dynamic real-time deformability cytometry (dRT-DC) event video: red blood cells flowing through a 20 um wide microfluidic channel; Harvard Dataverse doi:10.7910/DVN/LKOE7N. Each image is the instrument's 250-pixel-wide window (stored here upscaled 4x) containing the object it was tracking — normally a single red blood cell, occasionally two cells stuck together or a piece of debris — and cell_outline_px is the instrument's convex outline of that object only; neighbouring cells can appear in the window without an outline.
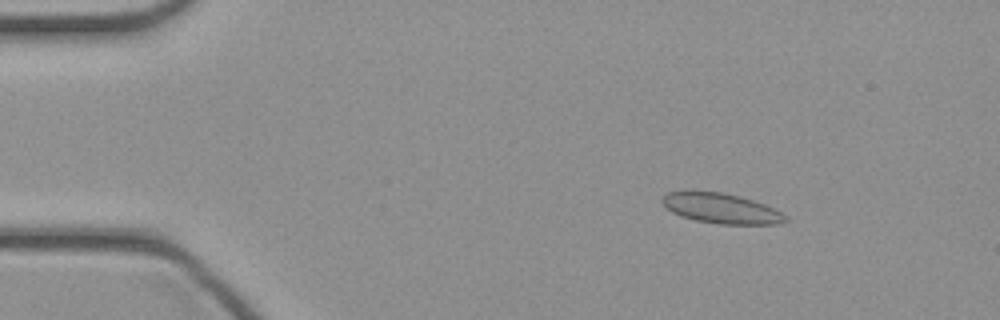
{"species": "common noctule bat (a hibernating species)", "species_latin": "Nyctalus noctula", "temperature_condition": "cold", "stored_images_in_passage": 46, "camera_frame_rate_fps": 3000, "um_per_image_px": 0.085, "animal": {"sex": "female", "body_mass_g": 21.9}, "frame": {"image": 1, "passage_image": 7, "time_ms": 2.0, "image_size_px": [1000, 320], "cell_outline_px": [[788, 220], [780, 224], [720, 224], [696, 220], [680, 216], [672, 212], [660, 200], [660, 196], [668, 192], [720, 192], [752, 200], [764, 204], [788, 216]], "centroid_in_image_um": [61.3, 17.73], "position_along_channel_um": 23.7, "area_um2": 21.27}}
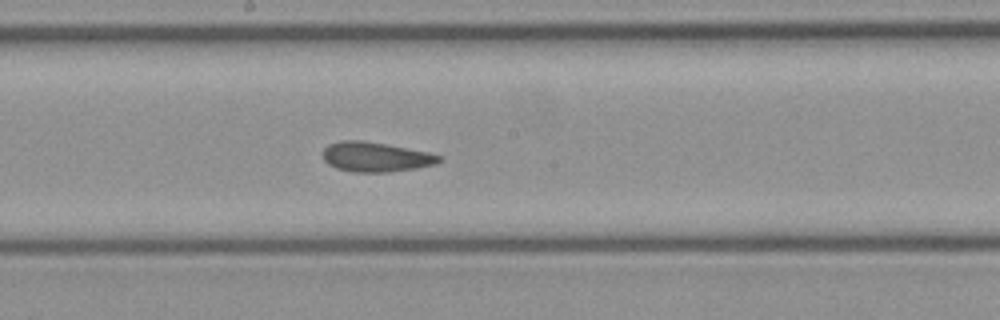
{"frame": {"image": 2, "passage_image": 25, "time_ms": 8.0, "image_size_px": [1000, 320], "cell_outline_px": [[440, 160], [436, 164], [416, 168], [388, 172], [352, 172], [336, 168], [328, 164], [324, 160], [324, 148], [328, 144], [340, 140], [364, 140], [428, 152], [440, 156]], "centroid_in_image_um": [31.9, 13.33], "position_along_channel_um": 216.3, "area_um2": 20.06}}
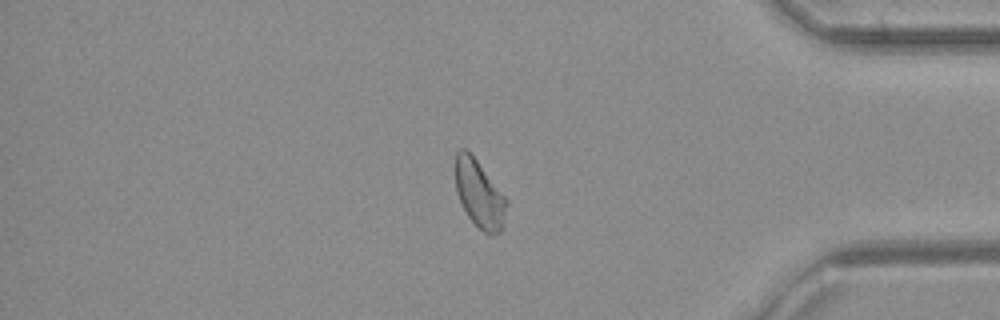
{"frame": {"image": 3, "passage_image": 39, "time_ms": 12.667, "image_size_px": [1000, 320], "cell_outline_px": [[508, 204], [504, 224], [500, 232], [492, 236], [484, 232], [468, 216], [456, 192], [456, 152], [460, 148], [464, 148], [476, 160], [508, 200]], "centroid_in_image_um": [40.77, 16.53], "position_along_channel_um": 394.4, "area_um2": 19.83}}